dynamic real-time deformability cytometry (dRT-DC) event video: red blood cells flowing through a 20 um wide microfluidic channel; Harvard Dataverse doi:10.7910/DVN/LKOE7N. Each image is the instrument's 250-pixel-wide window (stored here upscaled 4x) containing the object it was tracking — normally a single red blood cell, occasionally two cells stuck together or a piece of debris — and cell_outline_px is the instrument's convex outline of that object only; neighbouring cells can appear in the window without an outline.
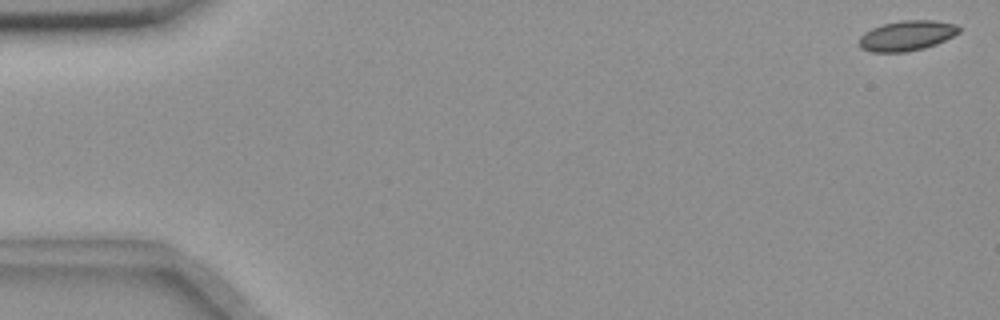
{"species": "common noctule bat (a hibernating species)", "species_latin": "Nyctalus noctula", "temperature_condition": "room temperature", "stored_images_in_passage": 56, "camera_frame_rate_fps": 3000, "um_per_image_px": 0.085, "animal": {"sex": "female", "body_mass_g": 18.4}, "frame": {"image": 1, "passage_image": 1, "time_ms": 0.0, "image_size_px": [1000, 320], "cell_outline_px": [[960, 32], [936, 44], [924, 48], [904, 52], [872, 52], [860, 48], [860, 36], [864, 32], [872, 28], [884, 24], [904, 20], [932, 20], [956, 24], [960, 28]], "centroid_in_image_um": [77.07, 3.03], "position_along_channel_um": 7.9, "area_um2": 17.4}}
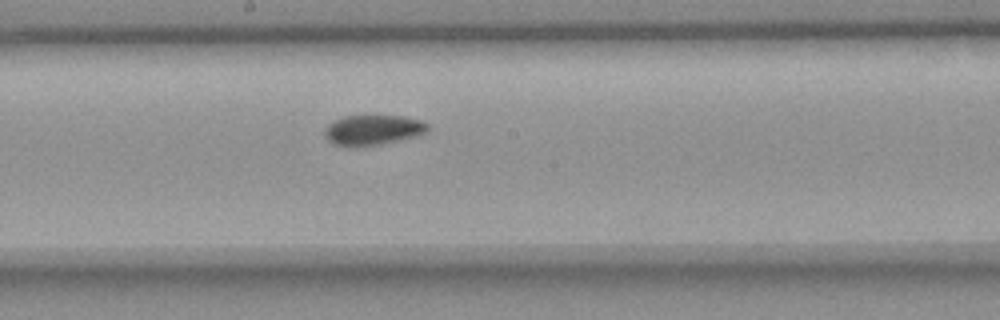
{"frame": {"image": 2, "passage_image": 30, "time_ms": 9.667, "image_size_px": [1000, 320], "cell_outline_px": [[428, 128], [424, 132], [416, 136], [380, 144], [336, 144], [328, 140], [324, 136], [324, 128], [328, 124], [344, 116], [404, 116], [420, 120], [428, 124]], "centroid_in_image_um": [31.7, 11.01], "position_along_channel_um": 216.5, "area_um2": 17.4}}
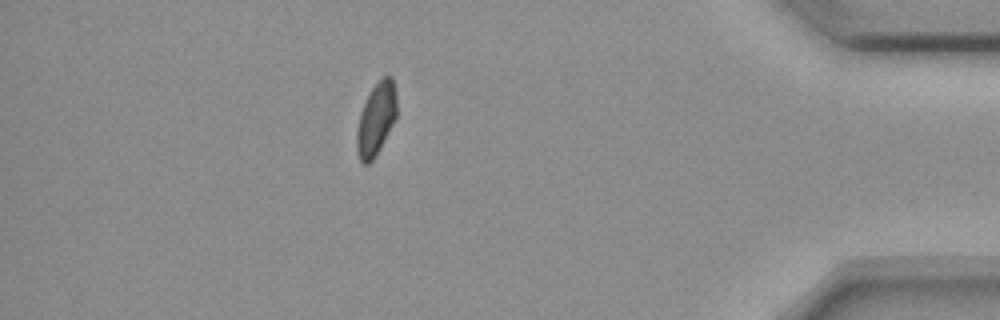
{"frame": {"image": 3, "passage_image": 49, "time_ms": 16.0, "image_size_px": [1000, 320], "cell_outline_px": [[396, 116], [380, 148], [372, 160], [368, 164], [364, 164], [360, 160], [356, 148], [356, 132], [360, 112], [372, 88], [384, 76], [392, 76], [396, 92]], "centroid_in_image_um": [31.96, 10.12], "position_along_channel_um": 403.2, "area_um2": 16.59}}